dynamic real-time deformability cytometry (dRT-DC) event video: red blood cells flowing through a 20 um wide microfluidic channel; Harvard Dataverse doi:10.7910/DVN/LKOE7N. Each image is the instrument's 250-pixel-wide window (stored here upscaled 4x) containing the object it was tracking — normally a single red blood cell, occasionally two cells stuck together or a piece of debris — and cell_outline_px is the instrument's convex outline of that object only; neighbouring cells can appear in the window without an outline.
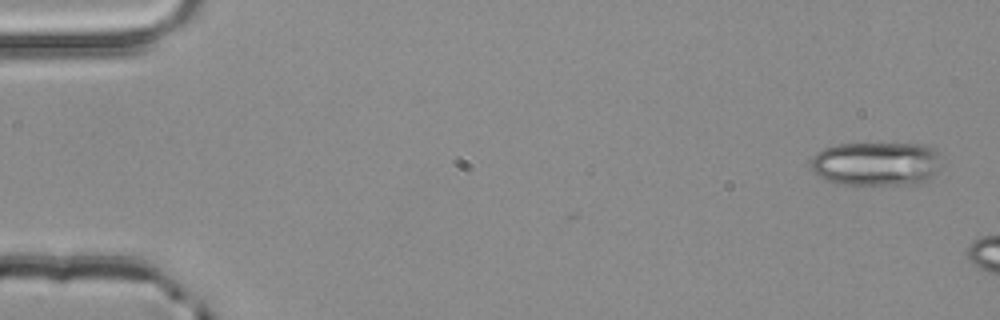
{"species": "common noctule bat (a hibernating species)", "species_latin": "Nyctalus noctula", "temperature_condition": "room temperature", "stored_images_in_passage": 3, "camera_frame_rate_fps": 3000, "um_per_image_px": 0.085, "animal": {"sex": "male", "body_mass_g": 20.4}, "frame": {"image": 1, "passage_image": 1, "time_ms": 0.0, "image_size_px": [1000, 320], "cell_outline_px": [[940, 172], [928, 180], [920, 184], [836, 184], [824, 180], [812, 172], [812, 156], [816, 152], [824, 148], [836, 144], [924, 144], [936, 148]], "centroid_in_image_um": [74.48, 13.93], "position_along_channel_um": 10.5, "area_um2": 33.87}}